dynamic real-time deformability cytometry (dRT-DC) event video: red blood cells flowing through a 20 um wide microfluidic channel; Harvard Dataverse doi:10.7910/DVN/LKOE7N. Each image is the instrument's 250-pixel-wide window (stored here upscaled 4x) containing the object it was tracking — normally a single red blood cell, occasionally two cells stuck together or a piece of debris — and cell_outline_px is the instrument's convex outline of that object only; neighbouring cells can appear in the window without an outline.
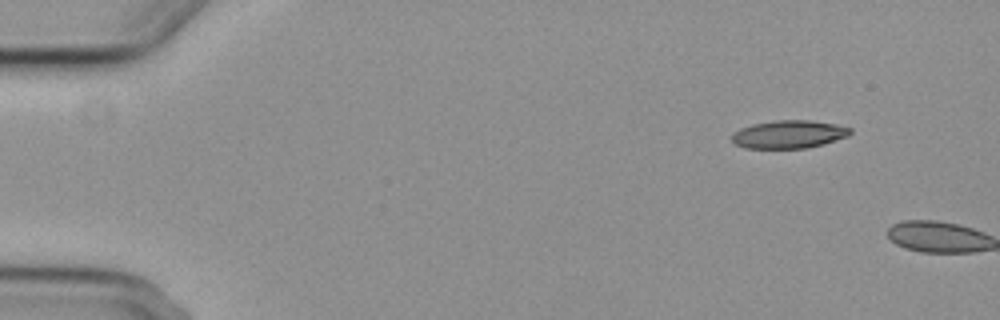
{"species": "common noctule bat (a hibernating species)", "species_latin": "Nyctalus noctula", "temperature_condition": "cold", "stored_images_in_passage": 2, "camera_frame_rate_fps": 3000, "um_per_image_px": 0.085, "animal": {"sex": "female", "body_mass_g": 29.2, "forearm_length_mm": 56.3}, "frame": {"image": 1, "passage_image": 1, "time_ms": 0.0, "image_size_px": [1000, 320], "cell_outline_px": [[852, 132], [848, 136], [824, 144], [808, 148], [744, 148], [736, 144], [732, 140], [732, 132], [740, 128], [752, 124], [776, 120], [808, 120], [836, 124], [852, 128]], "centroid_in_image_um": [67.06, 11.41], "position_along_channel_um": 17.9, "area_um2": 19.42}}